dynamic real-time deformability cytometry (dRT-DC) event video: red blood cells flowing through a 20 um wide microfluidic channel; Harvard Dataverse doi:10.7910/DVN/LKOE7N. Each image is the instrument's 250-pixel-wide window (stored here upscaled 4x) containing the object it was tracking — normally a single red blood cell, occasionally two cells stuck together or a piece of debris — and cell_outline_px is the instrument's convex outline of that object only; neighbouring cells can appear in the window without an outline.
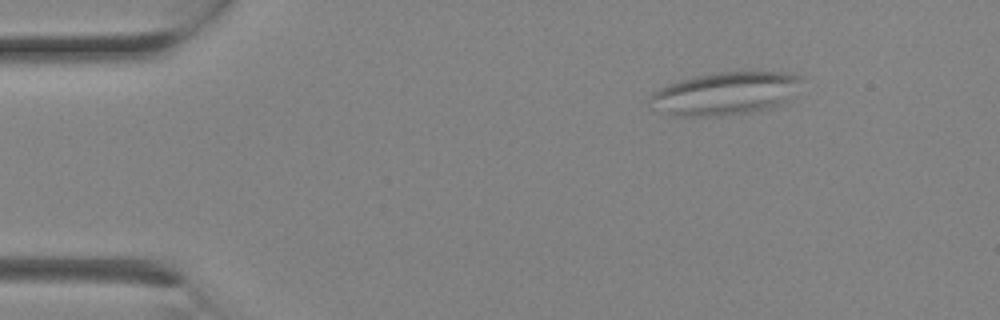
{"species": "Egyptian fruit bat (a non-hibernating species)", "species_latin": "Rousettus aegyptiacus", "temperature_condition": "room temperature", "stored_images_in_passage": 3, "camera_frame_rate_fps": 3000, "um_per_image_px": 0.085, "animal": {"sex": "female"}, "frame": {"image": 1, "passage_image": 1, "time_ms": 0.0, "image_size_px": [1000, 320], "cell_outline_px": [[804, 76], [788, 100], [752, 112], [720, 116], [672, 116], [652, 108], [648, 100], [660, 88], [668, 84], [680, 80], [696, 76], [716, 72], [788, 72]], "centroid_in_image_um": [61.61, 7.94], "position_along_channel_um": 23.4, "area_um2": 37.57}}